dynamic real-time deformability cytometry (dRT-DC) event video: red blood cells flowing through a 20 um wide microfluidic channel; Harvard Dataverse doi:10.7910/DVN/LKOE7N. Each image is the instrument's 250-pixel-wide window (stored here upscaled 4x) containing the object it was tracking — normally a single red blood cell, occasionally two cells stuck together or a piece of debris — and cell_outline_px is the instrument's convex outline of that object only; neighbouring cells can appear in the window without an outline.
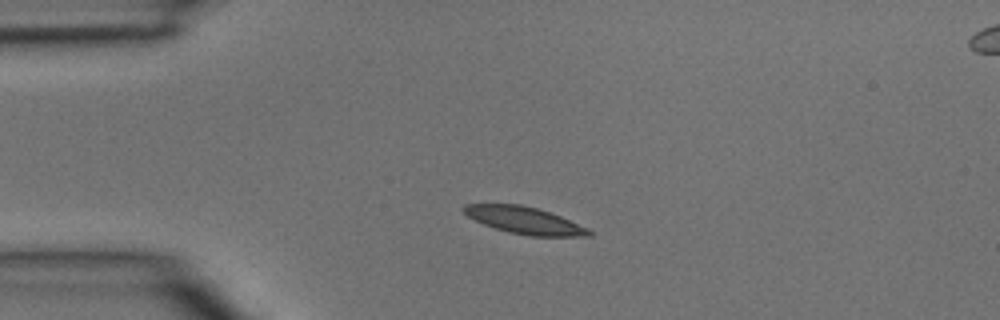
{"species": "common noctule bat (a hibernating species)", "species_latin": "Nyctalus noctula", "temperature_condition": "room temperature", "stored_images_in_passage": 4, "camera_frame_rate_fps": 3000, "um_per_image_px": 0.085, "animal": {"sex": "male", "body_mass_g": 15.6}, "frame": {"image": 1, "passage_image": 3, "time_ms": 0.667, "image_size_px": [1000, 320], "cell_outline_px": [[592, 236], [532, 236], [508, 232], [484, 224], [468, 216], [460, 208], [464, 204], [520, 204], [536, 208], [560, 216], [588, 228], [592, 232]], "centroid_in_image_um": [44.57, 18.73], "position_along_channel_um": 40.4, "area_um2": 19.48}}